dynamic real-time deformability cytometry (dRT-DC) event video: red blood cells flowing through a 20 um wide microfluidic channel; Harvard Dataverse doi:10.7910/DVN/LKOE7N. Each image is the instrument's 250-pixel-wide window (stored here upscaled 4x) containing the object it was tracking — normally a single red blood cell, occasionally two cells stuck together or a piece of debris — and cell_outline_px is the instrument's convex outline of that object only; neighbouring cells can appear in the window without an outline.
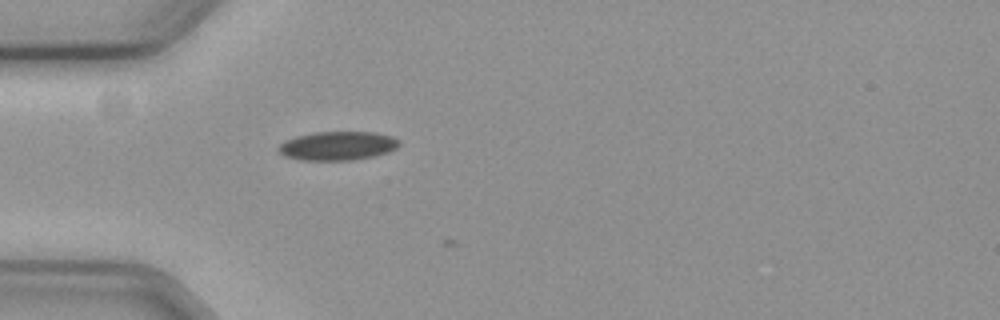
{"species": "common noctule bat (a hibernating species)", "species_latin": "Nyctalus noctula", "temperature_condition": "cold", "stored_images_in_passage": 2, "camera_frame_rate_fps": 3000, "um_per_image_px": 0.085, "animal": {"sex": "female", "body_mass_g": 19.3, "forearm_length_mm": 54.1}, "frame": {"image": 1, "passage_image": 1, "time_ms": 0.0, "image_size_px": [1000, 320], "cell_outline_px": [[400, 144], [396, 148], [388, 152], [372, 156], [352, 160], [300, 160], [284, 156], [276, 148], [284, 140], [296, 136], [312, 132], [376, 132], [392, 136], [400, 140]], "centroid_in_image_um": [28.68, 12.39], "position_along_channel_um": 56.3, "area_um2": 20.4}}